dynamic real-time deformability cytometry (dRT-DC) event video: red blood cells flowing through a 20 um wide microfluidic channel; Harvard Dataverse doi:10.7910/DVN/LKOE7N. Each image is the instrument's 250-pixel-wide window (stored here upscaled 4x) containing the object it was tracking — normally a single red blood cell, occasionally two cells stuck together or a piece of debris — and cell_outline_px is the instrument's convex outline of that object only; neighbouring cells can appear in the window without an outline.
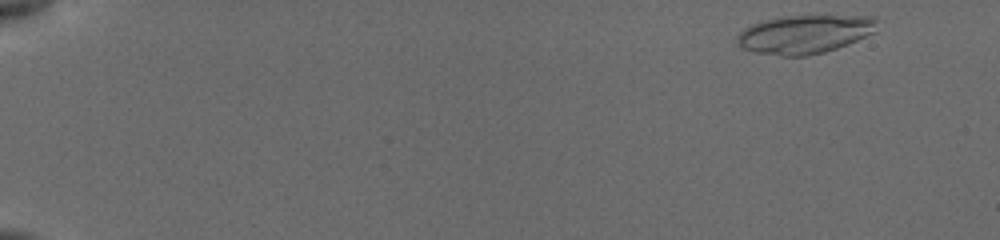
{"species": "common noctule bat (a hibernating species)", "species_latin": "Nyctalus noctula", "temperature_condition": "cold", "stored_images_in_passage": 19, "camera_frame_rate_fps": 3000, "um_per_image_px": 0.085, "animal": {"sex": "female", "body_mass_g": 19.5, "forearm_length_mm": 54.1}, "frame": {"image": 1, "passage_image": 1, "time_ms": 0.0, "image_size_px": [1000, 240], "cell_outline_px": [[880, 20], [876, 32], [848, 44], [824, 52], [808, 56], [780, 56], [756, 52], [740, 48], [736, 40], [736, 36], [744, 28], [752, 24], [764, 20], [784, 16], [876, 16]], "centroid_in_image_um": [68.43, 2.91], "position_along_channel_um": 16.6, "area_um2": 31.73}}